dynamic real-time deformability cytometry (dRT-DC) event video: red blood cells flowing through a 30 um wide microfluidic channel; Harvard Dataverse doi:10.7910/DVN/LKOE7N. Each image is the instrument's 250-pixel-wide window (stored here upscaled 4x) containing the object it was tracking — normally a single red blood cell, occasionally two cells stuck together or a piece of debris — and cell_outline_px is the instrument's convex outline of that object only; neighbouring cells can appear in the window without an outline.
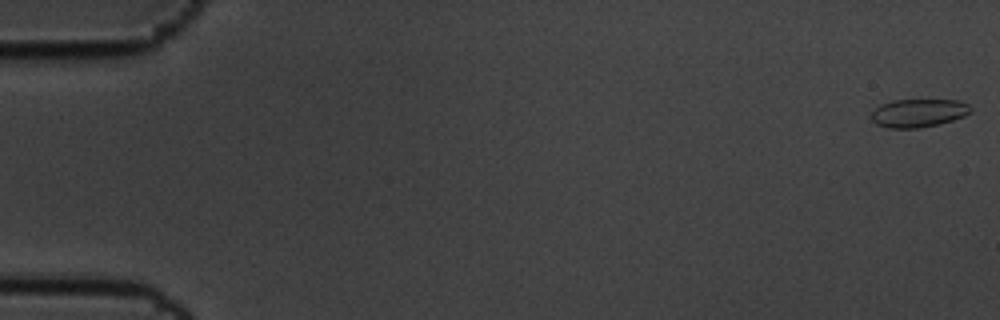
{"species": "common noctule bat (a hibernating species)", "species_latin": "Nyctalus noctula", "temperature_condition": "cold", "stored_images_in_passage": 5, "camera_frame_rate_fps": 3000, "um_per_image_px": 0.085, "animal": {"sex": "male", "body_mass_g": 19.5, "forearm_length_mm": 54.6}, "frame": {"image": 1, "passage_image": 1, "time_ms": 0.0, "image_size_px": [1000, 320], "cell_outline_px": [[972, 112], [964, 116], [940, 124], [920, 128], [888, 128], [876, 124], [868, 116], [880, 104], [892, 100], [956, 100], [968, 104], [972, 108]], "centroid_in_image_um": [78.05, 9.61], "position_along_channel_um": 7.0, "area_um2": 16.53}}